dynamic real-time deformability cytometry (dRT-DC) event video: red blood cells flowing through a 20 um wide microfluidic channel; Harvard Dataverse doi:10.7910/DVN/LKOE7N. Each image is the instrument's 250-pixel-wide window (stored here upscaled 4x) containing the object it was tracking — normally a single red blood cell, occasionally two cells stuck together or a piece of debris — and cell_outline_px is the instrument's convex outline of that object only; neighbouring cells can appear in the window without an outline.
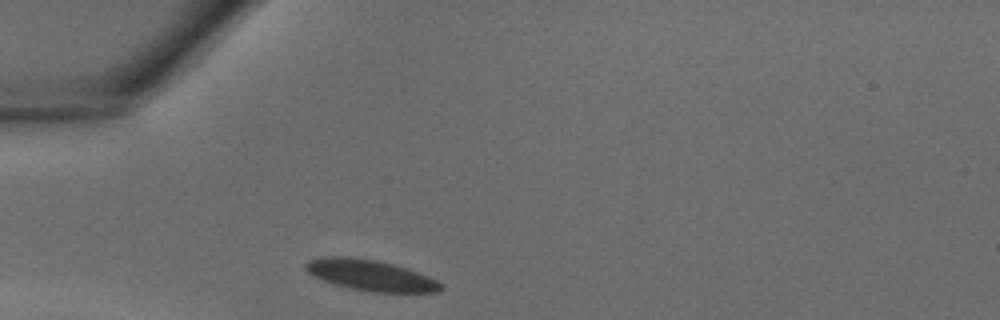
{"species": "common noctule bat (a hibernating species)", "species_latin": "Nyctalus noctula", "temperature_condition": "warm", "stored_images_in_passage": 23, "camera_frame_rate_fps": 3000, "um_per_image_px": 0.085, "animal": {"sex": "male", "body_mass_g": 18.8}, "frame": {"image": 1, "passage_image": 1, "time_ms": 0.0, "image_size_px": [1000, 320], "cell_outline_px": [[444, 288], [436, 292], [372, 292], [348, 288], [312, 276], [304, 268], [304, 264], [308, 260], [328, 256], [348, 256], [376, 260], [408, 268], [428, 276], [444, 284]], "centroid_in_image_um": [31.5, 23.39], "position_along_channel_um": 53.5, "area_um2": 24.39}}
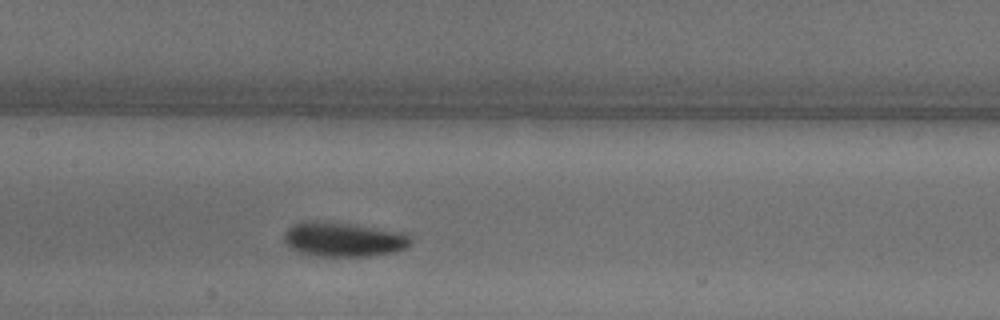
{"frame": {"image": 2, "passage_image": 9, "time_ms": 2.667, "image_size_px": [1000, 320], "cell_outline_px": [[412, 244], [408, 248], [396, 252], [372, 256], [320, 256], [296, 252], [288, 248], [284, 240], [284, 232], [292, 224], [304, 220], [320, 220], [384, 228], [412, 232]], "centroid_in_image_um": [29.27, 20.33], "position_along_channel_um": 178.1, "area_um2": 26.59}}
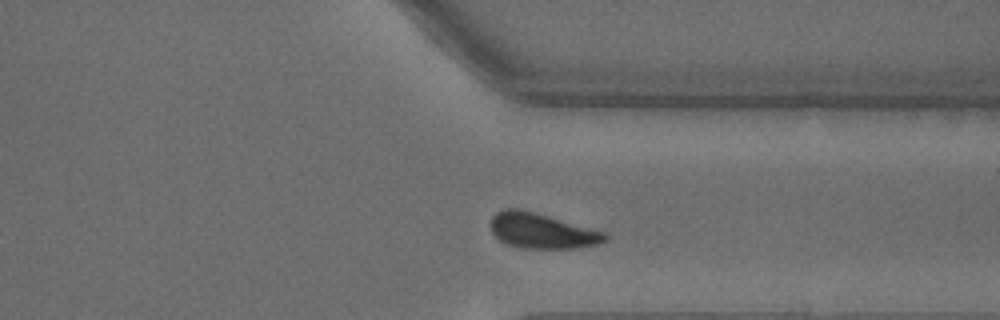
{"frame": {"image": 3, "passage_image": 20, "time_ms": 6.333, "image_size_px": [1000, 320], "cell_outline_px": [[608, 240], [596, 244], [576, 248], [520, 248], [508, 244], [500, 240], [492, 232], [492, 216], [496, 212], [504, 208], [516, 208], [536, 212], [608, 232]], "centroid_in_image_um": [46.11, 19.61], "position_along_channel_um": 365.3, "area_um2": 23.64}}